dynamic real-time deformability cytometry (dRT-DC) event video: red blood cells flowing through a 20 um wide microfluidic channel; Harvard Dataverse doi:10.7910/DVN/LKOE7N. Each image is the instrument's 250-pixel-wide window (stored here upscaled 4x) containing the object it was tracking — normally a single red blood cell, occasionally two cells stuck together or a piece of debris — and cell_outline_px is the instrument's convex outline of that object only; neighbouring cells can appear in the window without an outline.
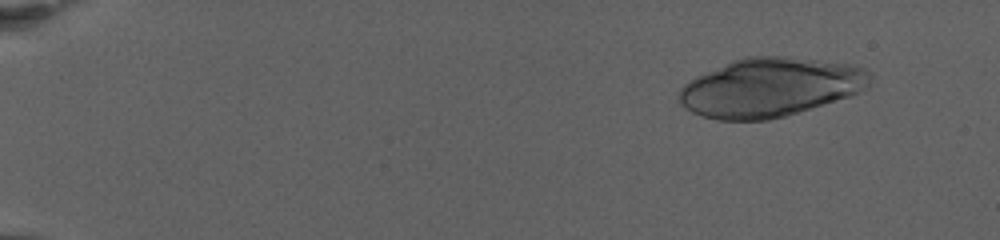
{"species": "human", "species_latin": "Homo sapiens", "temperature_condition": "warm", "stored_images_in_passage": 40, "camera_frame_rate_fps": 3000, "um_per_image_px": 0.085, "donor": {"sex": "female"}, "frame": {"image": 1, "passage_image": 8, "time_ms": 2.333, "image_size_px": [1000, 240], "cell_outline_px": [[872, 76], [868, 88], [860, 92], [848, 96], [784, 116], [768, 120], [716, 120], [700, 116], [692, 112], [680, 104], [680, 88], [684, 84], [696, 76], [732, 60], [748, 56], [788, 56], [848, 64], [864, 68]], "centroid_in_image_um": [65.45, 7.42], "position_along_channel_um": 19.6, "area_um2": 65.26}}